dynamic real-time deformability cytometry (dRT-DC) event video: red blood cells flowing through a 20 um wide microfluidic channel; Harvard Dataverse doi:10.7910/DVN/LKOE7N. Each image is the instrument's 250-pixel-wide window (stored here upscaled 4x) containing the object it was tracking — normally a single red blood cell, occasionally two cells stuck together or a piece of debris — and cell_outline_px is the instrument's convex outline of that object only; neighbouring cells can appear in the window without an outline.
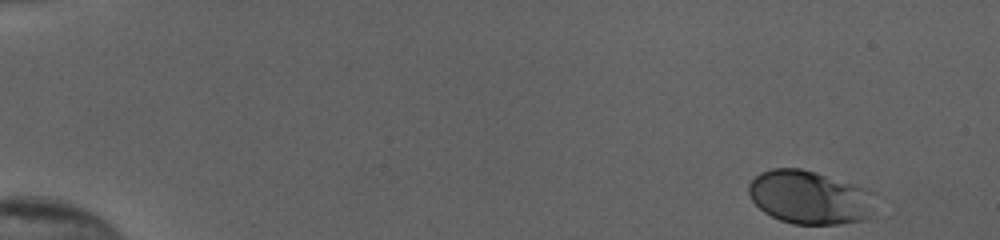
{"species": "human", "species_latin": "Homo sapiens", "temperature_condition": "cold", "stored_images_in_passage": 51, "camera_frame_rate_fps": 3000, "um_per_image_px": 0.085, "donor": {"sex": "female"}, "frame": {"image": 1, "passage_image": 1, "time_ms": 0.0, "image_size_px": [1000, 240], "cell_outline_px": [[876, 192], [872, 216], [864, 220], [840, 224], [792, 224], [780, 220], [764, 212], [752, 200], [748, 192], [748, 184], [760, 172], [772, 168], [800, 168], [816, 172]], "centroid_in_image_um": [68.84, 16.78], "position_along_channel_um": 16.2, "area_um2": 39.71}}
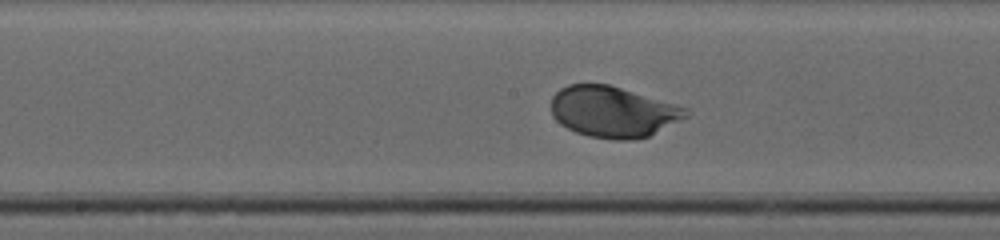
{"frame": {"image": 2, "passage_image": 27, "time_ms": 8.667, "image_size_px": [1000, 240], "cell_outline_px": [[692, 112], [688, 116], [648, 136], [632, 140], [612, 140], [588, 136], [576, 132], [560, 124], [552, 116], [552, 96], [560, 88], [568, 84], [608, 84], [688, 108]], "centroid_in_image_um": [52.09, 9.51], "position_along_channel_um": 196.1, "area_um2": 39.94}}
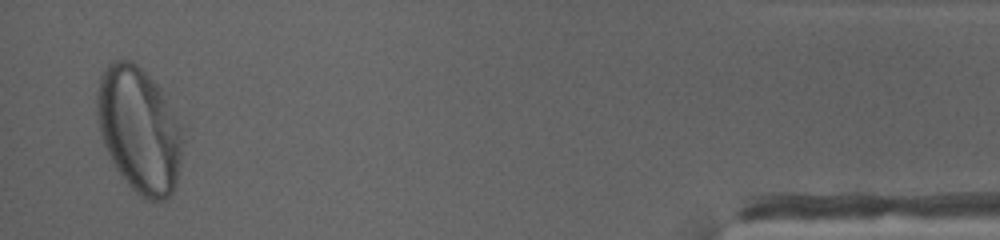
{"frame": {"image": 3, "passage_image": 50, "time_ms": 16.333, "image_size_px": [1000, 240], "cell_outline_px": [[184, 140], [176, 184], [172, 192], [164, 200], [144, 200], [132, 188], [116, 168], [104, 144], [100, 132], [96, 112], [96, 92], [100, 76], [104, 68], [112, 60], [132, 60], [160, 88], [184, 128]], "centroid_in_image_um": [11.84, 11.01], "position_along_channel_um": 423.4, "area_um2": 62.89}, "authors_computed_cell_mechanics": {"area_um2": 39.5352, "velocity_mm_per_s": 3.8274, "shape_relaxation_time_tau1_ms": 2.6198, "shape_relaxation_time_tau2_ms": null, "deformation_change_tau1": 0.1312, "deformation_change_tau2": null}}